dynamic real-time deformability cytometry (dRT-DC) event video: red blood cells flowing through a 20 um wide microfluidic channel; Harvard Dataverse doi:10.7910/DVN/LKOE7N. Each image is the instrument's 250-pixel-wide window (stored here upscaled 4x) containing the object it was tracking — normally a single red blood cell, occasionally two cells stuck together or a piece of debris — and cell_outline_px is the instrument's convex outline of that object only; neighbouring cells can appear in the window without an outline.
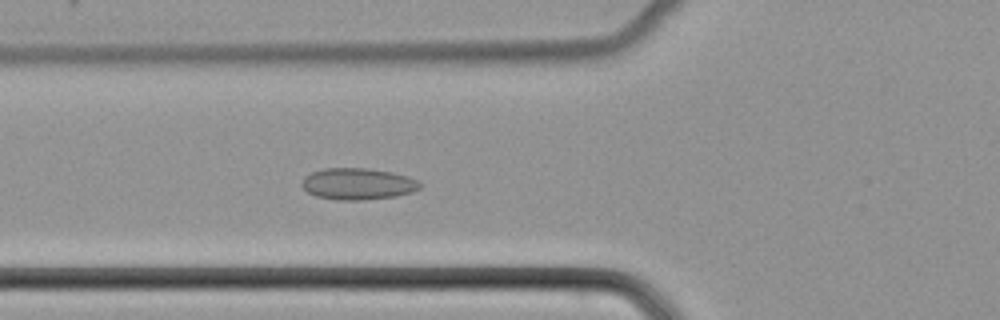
{"species": "common noctule bat (a hibernating species)", "species_latin": "Nyctalus noctula", "temperature_condition": "cold", "stored_images_in_passage": 52, "camera_frame_rate_fps": 3000, "um_per_image_px": 0.085, "animal": {"sex": "female", "body_mass_g": 22.7, "forearm_length_mm": 54.2}, "frame": {"image": 1, "passage_image": 20, "time_ms": 6.333, "image_size_px": [1000, 320], "cell_outline_px": [[424, 184], [420, 188], [412, 192], [396, 196], [364, 200], [336, 200], [316, 196], [308, 192], [300, 184], [304, 176], [312, 172], [324, 168], [368, 168], [392, 172], [408, 176], [420, 180]], "centroid_in_image_um": [30.45, 15.63], "position_along_channel_um": 95.4, "area_um2": 22.02}}
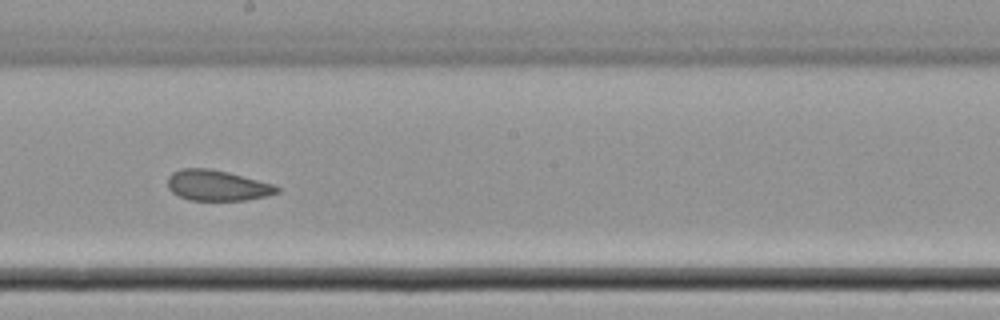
{"frame": {"image": 2, "passage_image": 30, "time_ms": 9.667, "image_size_px": [1000, 320], "cell_outline_px": [[280, 192], [264, 196], [244, 200], [188, 200], [172, 192], [168, 188], [168, 176], [172, 172], [180, 168], [208, 168], [228, 172], [272, 184], [280, 188]], "centroid_in_image_um": [18.42, 15.75], "position_along_channel_um": 229.8, "area_um2": 19.36}}
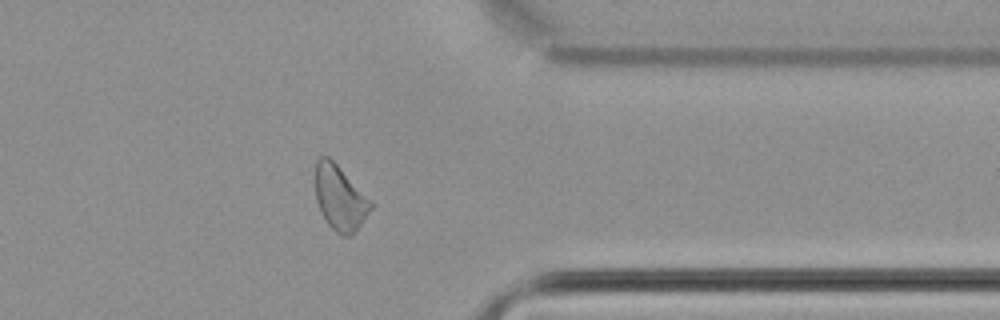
{"frame": {"image": 3, "passage_image": 42, "time_ms": 13.667, "image_size_px": [1000, 320], "cell_outline_px": [[372, 208], [352, 236], [344, 236], [336, 232], [328, 224], [320, 212], [316, 200], [316, 160], [320, 156], [328, 156], [372, 200]], "centroid_in_image_um": [28.89, 16.84], "position_along_channel_um": 382.5, "area_um2": 20.81}}